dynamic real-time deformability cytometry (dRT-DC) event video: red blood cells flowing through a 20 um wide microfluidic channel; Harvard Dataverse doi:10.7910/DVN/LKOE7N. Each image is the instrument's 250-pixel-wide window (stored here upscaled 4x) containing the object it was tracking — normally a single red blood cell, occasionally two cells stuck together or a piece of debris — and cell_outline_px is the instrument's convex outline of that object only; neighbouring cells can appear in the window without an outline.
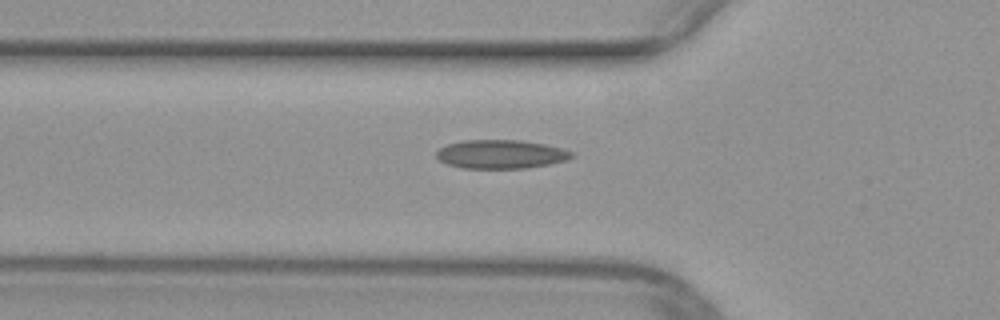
{"species": "common noctule bat (a hibernating species)", "species_latin": "Nyctalus noctula", "temperature_condition": "warm", "stored_images_in_passage": 34, "camera_frame_rate_fps": 3000, "um_per_image_px": 0.085, "animal": {"sex": "female", "body_mass_g": 29.2, "forearm_length_mm": 56.3}, "frame": {"image": 1, "passage_image": 5, "time_ms": 1.333, "image_size_px": [1000, 320], "cell_outline_px": [[576, 156], [568, 160], [548, 164], [524, 168], [464, 168], [448, 164], [440, 160], [436, 156], [436, 152], [440, 148], [448, 144], [464, 140], [520, 140], [544, 144], [560, 148], [572, 152]], "centroid_in_image_um": [42.59, 13.1], "position_along_channel_um": 83.2, "area_um2": 22.48}}
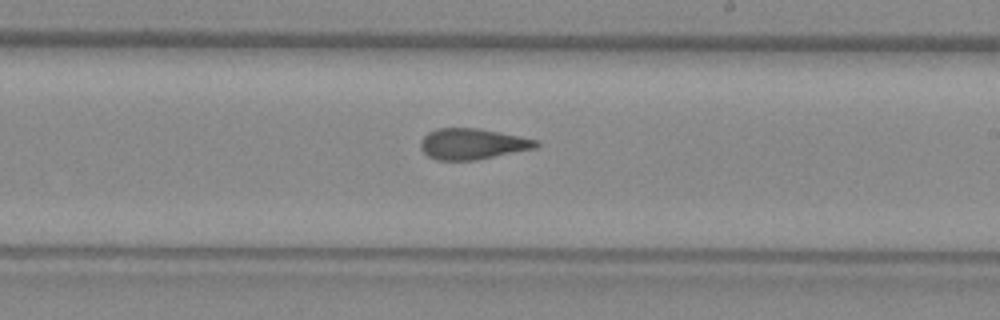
{"frame": {"image": 2, "passage_image": 17, "time_ms": 5.333, "image_size_px": [1000, 320], "cell_outline_px": [[540, 144], [536, 148], [476, 160], [436, 160], [428, 156], [420, 148], [420, 140], [428, 132], [436, 128], [476, 128], [536, 140]], "centroid_in_image_um": [40.1, 12.24], "position_along_channel_um": 248.9, "area_um2": 20.58}}
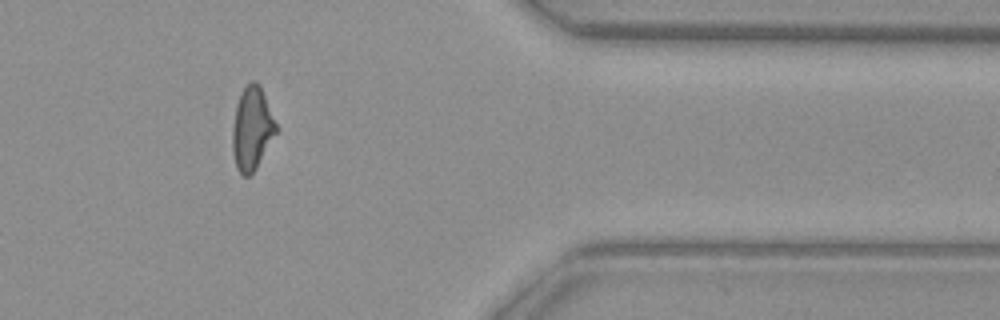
{"frame": {"image": 3, "passage_image": 29, "time_ms": 9.333, "image_size_px": [1000, 320], "cell_outline_px": [[276, 132], [256, 168], [248, 176], [244, 176], [236, 168], [232, 152], [232, 128], [236, 104], [240, 92], [252, 80], [256, 80], [260, 84], [276, 124]], "centroid_in_image_um": [21.38, 10.9], "position_along_channel_um": 390.0, "area_um2": 20.92}}